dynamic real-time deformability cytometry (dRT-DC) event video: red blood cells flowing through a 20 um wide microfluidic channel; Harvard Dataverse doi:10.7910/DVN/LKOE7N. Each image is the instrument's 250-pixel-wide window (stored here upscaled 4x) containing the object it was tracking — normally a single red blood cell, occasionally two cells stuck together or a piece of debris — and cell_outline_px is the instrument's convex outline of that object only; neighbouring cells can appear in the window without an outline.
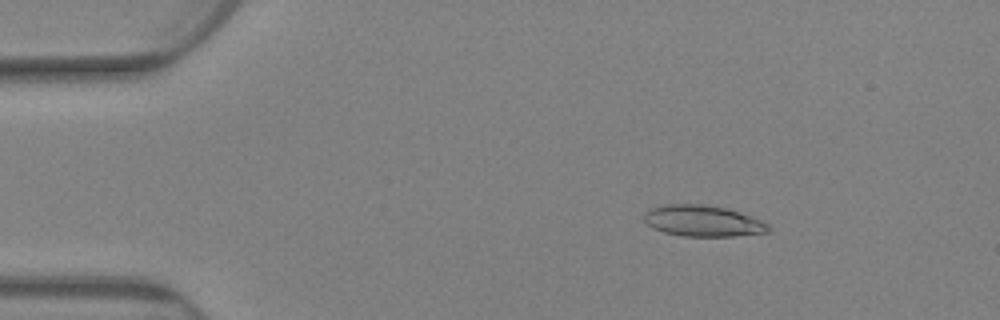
{"species": "Egyptian fruit bat (a non-hibernating species)", "species_latin": "Rousettus aegyptiacus", "temperature_condition": "warm", "stored_images_in_passage": 84, "camera_frame_rate_fps": 3000, "um_per_image_px": 0.085, "animal": {"sex": "female"}, "frame": {"image": 1, "passage_image": 14, "time_ms": 4.333, "image_size_px": [1000, 320], "cell_outline_px": [[772, 228], [768, 232], [732, 236], [684, 236], [664, 232], [652, 228], [644, 220], [644, 212], [648, 208], [660, 204], [704, 204], [728, 208], [752, 216], [768, 224]], "centroid_in_image_um": [59.72, 18.76], "position_along_channel_um": 25.3, "area_um2": 22.83}}
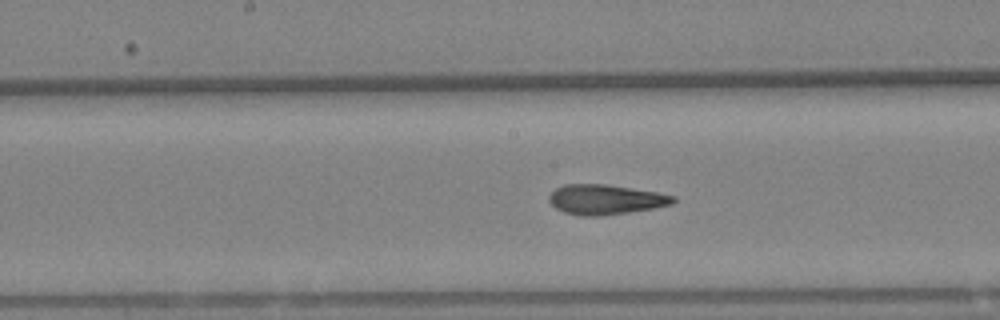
{"frame": {"image": 2, "passage_image": 44, "time_ms": 14.333, "image_size_px": [1000, 320], "cell_outline_px": [[676, 200], [672, 204], [652, 208], [628, 212], [600, 216], [580, 216], [564, 212], [556, 208], [548, 200], [548, 196], [556, 188], [564, 184], [604, 184], [656, 192], [676, 196]], "centroid_in_image_um": [51.44, 16.96], "position_along_channel_um": 196.8, "area_um2": 21.5}}
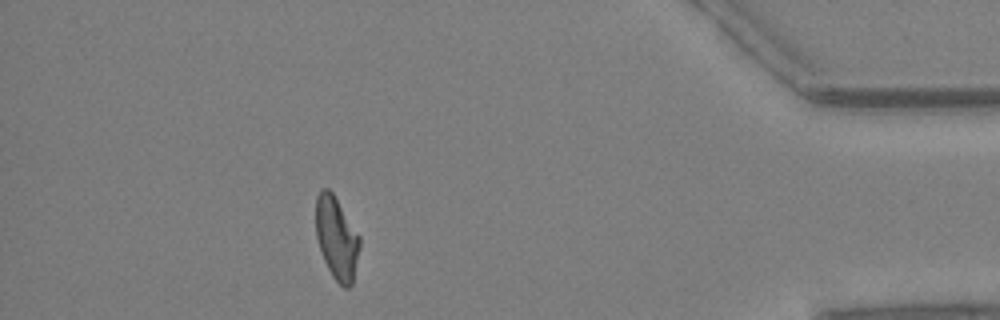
{"frame": {"image": 3, "passage_image": 75, "time_ms": 24.667, "image_size_px": [1000, 320], "cell_outline_px": [[360, 248], [352, 284], [348, 288], [344, 288], [332, 276], [324, 260], [316, 236], [316, 196], [324, 188], [328, 188], [332, 192], [360, 236]], "centroid_in_image_um": [28.62, 20.25], "position_along_channel_um": 406.6, "area_um2": 20.92}, "authors_computed_cell_mechanics": {"area_um2": 21.675, "velocity_mm_per_s": 2.4915, "shape_relaxation_time_tau1_ms": null, "shape_relaxation_time_tau2_ms": 3.5007, "deformation_change_tau1": null, "deformation_change_tau2": 0.101}}